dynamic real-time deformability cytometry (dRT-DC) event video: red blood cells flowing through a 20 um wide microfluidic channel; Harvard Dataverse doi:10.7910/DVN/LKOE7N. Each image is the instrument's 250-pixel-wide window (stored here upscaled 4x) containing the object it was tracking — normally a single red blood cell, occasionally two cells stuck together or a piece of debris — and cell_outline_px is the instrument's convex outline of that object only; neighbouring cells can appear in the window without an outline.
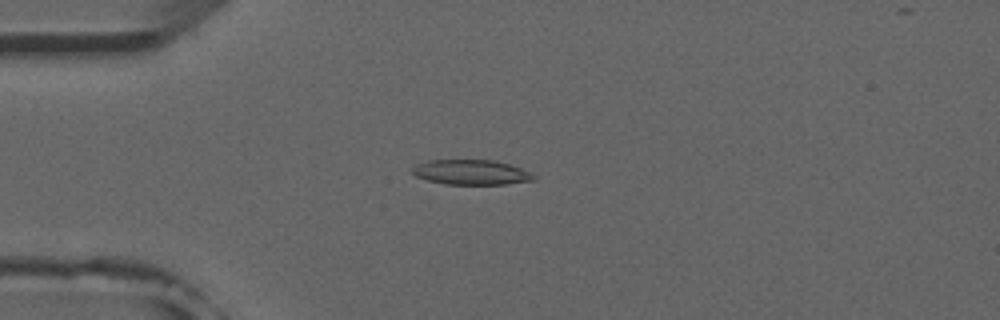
{"species": "common noctule bat (a hibernating species)", "species_latin": "Nyctalus noctula", "temperature_condition": "room temperature", "stored_images_in_passage": 31, "camera_frame_rate_fps": 3000, "um_per_image_px": 0.085, "animal": {"sex": "male", "forearm_length_mm": 52.5}, "frame": {"image": 1, "passage_image": 2, "time_ms": 0.333, "image_size_px": [1000, 320], "cell_outline_px": [[536, 180], [504, 184], [444, 184], [428, 180], [416, 176], [412, 172], [412, 168], [416, 164], [428, 160], [492, 160], [508, 164], [520, 168], [536, 176]], "centroid_in_image_um": [40.03, 14.64], "position_along_channel_um": 45.0, "area_um2": 17.51}}
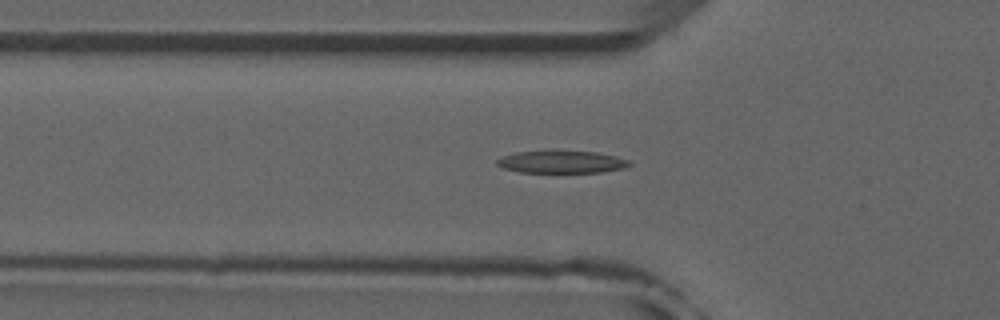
{"frame": {"image": 2, "passage_image": 6, "time_ms": 1.667, "image_size_px": [1000, 320], "cell_outline_px": [[632, 164], [624, 168], [600, 172], [520, 172], [504, 168], [496, 164], [496, 160], [504, 156], [516, 152], [596, 152], [616, 156], [628, 160]], "centroid_in_image_um": [47.76, 13.78], "position_along_channel_um": 78.0, "area_um2": 16.76}}
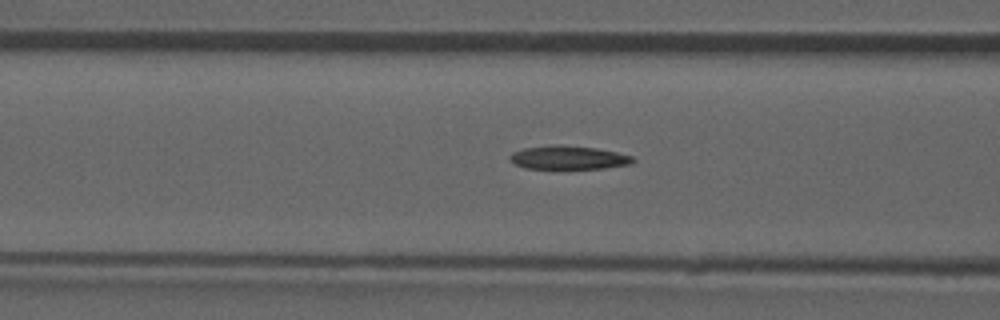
{"frame": {"image": 3, "passage_image": 9, "time_ms": 2.667, "image_size_px": [1000, 320], "cell_outline_px": [[636, 160], [632, 164], [604, 168], [524, 168], [512, 164], [508, 160], [508, 156], [512, 152], [524, 148], [552, 144], [560, 144], [596, 148], [616, 152], [632, 156]], "centroid_in_image_um": [48.27, 13.38], "position_along_channel_um": 118.3, "area_um2": 17.11}, "authors_computed_cell_mechanics": {"area_um2": 17.4556, "velocity_mm_per_s": 3.9376, "shape_relaxation_time_tau1_ms": 4.4252, "shape_relaxation_time_tau2_ms": 5.8038, "deformation_change_tau1": 0.1832, "deformation_change_tau2": 0.1691}}